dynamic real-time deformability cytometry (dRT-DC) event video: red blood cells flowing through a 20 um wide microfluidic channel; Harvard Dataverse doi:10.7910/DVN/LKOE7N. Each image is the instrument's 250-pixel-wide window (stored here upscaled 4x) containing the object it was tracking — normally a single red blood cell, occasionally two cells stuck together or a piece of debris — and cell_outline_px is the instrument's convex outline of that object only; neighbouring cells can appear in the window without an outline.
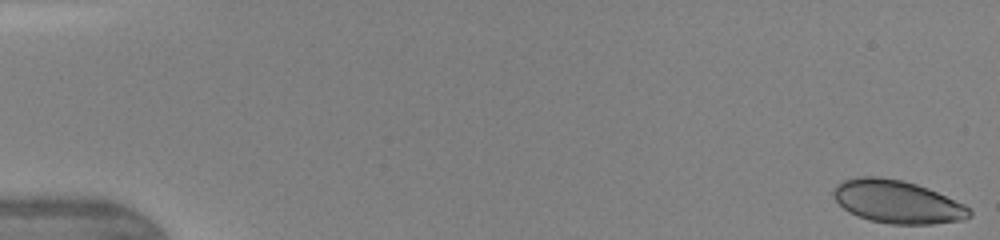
{"species": "human", "species_latin": "Homo sapiens", "temperature_condition": "warm", "stored_images_in_passage": 47, "camera_frame_rate_fps": 3000, "um_per_image_px": 0.085, "donor": {"sex": "female"}, "frame": {"image": 1, "passage_image": 1, "time_ms": 0.0, "image_size_px": [1000, 240], "cell_outline_px": [[972, 216], [964, 220], [932, 224], [892, 224], [872, 220], [856, 216], [848, 212], [836, 200], [832, 192], [836, 184], [844, 180], [860, 176], [880, 176], [904, 180], [928, 188], [964, 204], [972, 212]], "centroid_in_image_um": [76.27, 17.14], "position_along_channel_um": 8.7, "area_um2": 34.1}}
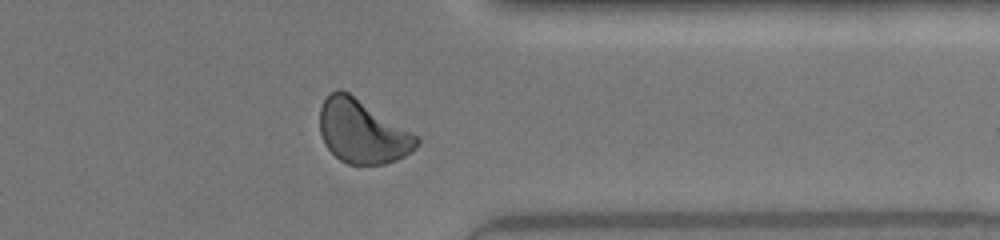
{"frame": {"image": 2, "passage_image": 38, "time_ms": 12.333, "image_size_px": [1000, 240], "cell_outline_px": [[420, 144], [412, 152], [396, 160], [384, 164], [348, 164], [340, 160], [324, 144], [320, 132], [320, 108], [328, 92], [336, 88], [340, 88], [348, 92], [420, 136]], "centroid_in_image_um": [30.81, 11.17], "position_along_channel_um": 380.6, "area_um2": 36.18}}
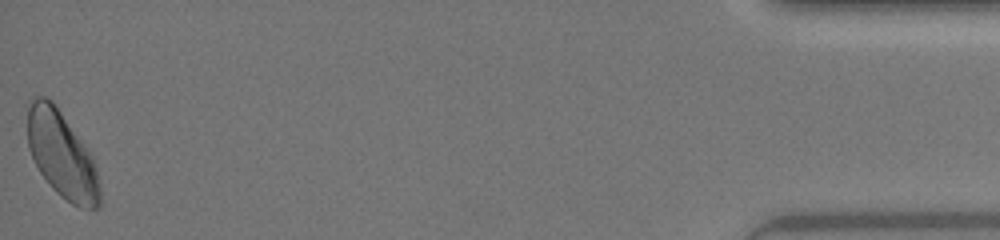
{"frame": {"image": 3, "passage_image": 47, "time_ms": 15.333, "image_size_px": [1000, 240], "cell_outline_px": [[100, 208], [80, 208], [72, 204], [60, 196], [52, 188], [40, 172], [28, 148], [28, 108], [32, 100], [36, 96], [44, 96], [52, 100], [92, 156], [96, 168], [100, 184]], "centroid_in_image_um": [5.26, 13.19], "position_along_channel_um": 429.9, "area_um2": 36.07}, "authors_computed_cell_mechanics": {"area_um2": 35.0268, "velocity_mm_per_s": 4.3365, "shape_relaxation_time_tau1_ms": 3.1726, "shape_relaxation_time_tau2_ms": 0.8128, "deformation_change_tau1": 0.1041, "deformation_change_tau2": 0.0567}}